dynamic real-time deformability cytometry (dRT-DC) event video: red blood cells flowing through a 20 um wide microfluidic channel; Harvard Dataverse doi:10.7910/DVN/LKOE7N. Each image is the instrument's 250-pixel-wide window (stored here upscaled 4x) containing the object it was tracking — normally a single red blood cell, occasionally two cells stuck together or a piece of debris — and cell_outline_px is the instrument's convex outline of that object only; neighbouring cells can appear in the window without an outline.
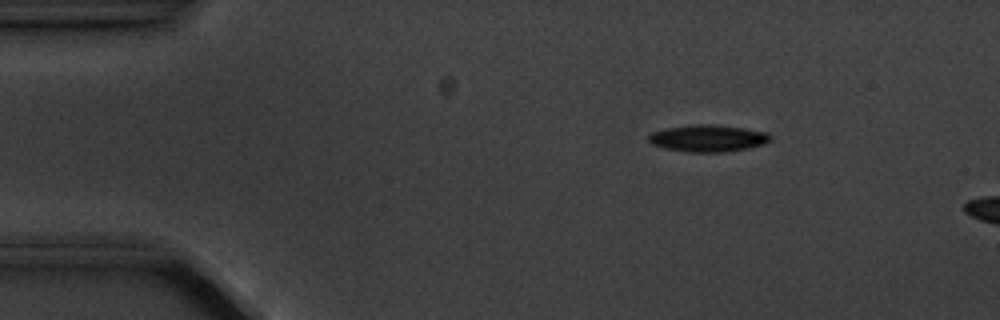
{"species": "common noctule bat (a hibernating species)", "species_latin": "Nyctalus noctula", "temperature_condition": "cold", "stored_images_in_passage": 5, "camera_frame_rate_fps": 3000, "um_per_image_px": 0.085, "animal": {"sex": "male", "body_mass_g": 20.1, "forearm_length_mm": 53.5}, "frame": {"image": 1, "passage_image": 3, "time_ms": 2.0, "image_size_px": [1000, 320], "cell_outline_px": [[772, 140], [764, 144], [748, 148], [724, 152], [684, 152], [664, 148], [652, 144], [648, 140], [648, 136], [652, 132], [668, 128], [696, 124], [708, 124], [744, 128], [764, 132], [772, 136]], "centroid_in_image_um": [60.18, 11.76], "position_along_channel_um": 24.8, "area_um2": 19.02}}